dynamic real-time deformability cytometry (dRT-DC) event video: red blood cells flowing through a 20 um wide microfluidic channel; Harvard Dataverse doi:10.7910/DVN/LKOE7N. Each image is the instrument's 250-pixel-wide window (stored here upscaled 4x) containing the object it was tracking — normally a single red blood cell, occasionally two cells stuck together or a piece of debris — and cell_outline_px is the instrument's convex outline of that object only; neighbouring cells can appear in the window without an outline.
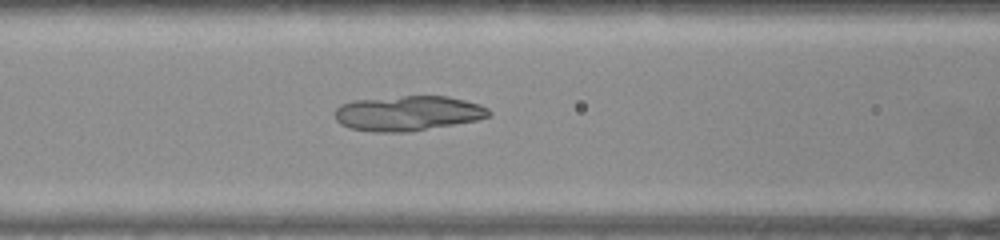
{"species": "common noctule bat (a hibernating species)", "species_latin": "Nyctalus noctula", "temperature_condition": "warm", "stored_images_in_passage": 52, "camera_frame_rate_fps": 3000, "um_per_image_px": 0.085, "animal": {"sex": "female", "body_mass_g": 22.0, "forearm_length_mm": 56.7}, "frame": {"image": 1, "passage_image": 21, "time_ms": 6.667, "image_size_px": [1000, 240], "cell_outline_px": [[492, 116], [476, 120], [408, 132], [372, 132], [348, 128], [340, 124], [336, 120], [336, 108], [340, 104], [356, 100], [404, 96], [448, 96], [480, 104], [488, 108], [492, 112]], "centroid_in_image_um": [34.68, 9.63], "position_along_channel_um": 131.9, "area_um2": 31.44}}
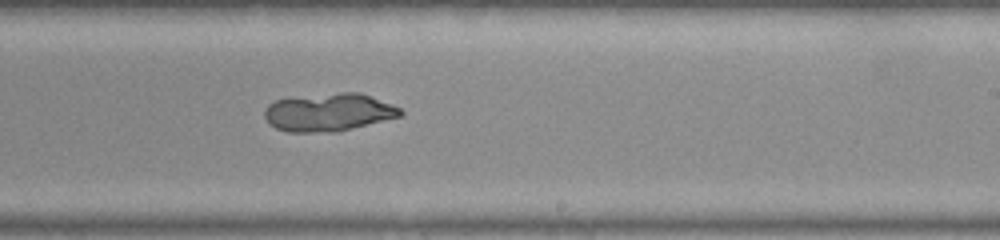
{"frame": {"image": 2, "passage_image": 31, "time_ms": 10.0, "image_size_px": [1000, 240], "cell_outline_px": [[404, 112], [400, 116], [336, 132], [288, 132], [276, 128], [268, 124], [264, 116], [264, 112], [268, 104], [276, 100], [340, 92], [360, 92], [400, 108]], "centroid_in_image_um": [27.91, 9.55], "position_along_channel_um": 261.1, "area_um2": 29.65}}
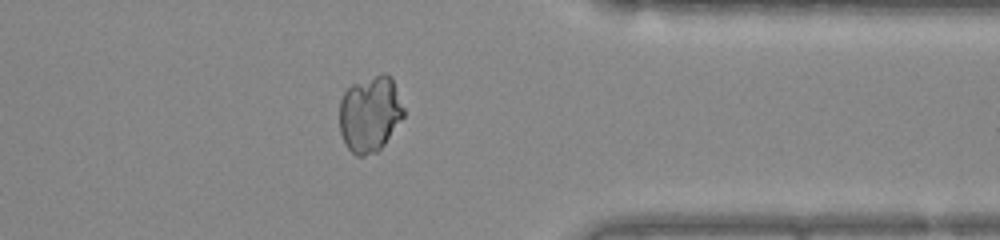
{"frame": {"image": 3, "passage_image": 41, "time_ms": 13.333, "image_size_px": [1000, 240], "cell_outline_px": [[404, 116], [384, 144], [376, 152], [364, 156], [356, 156], [344, 144], [340, 132], [340, 100], [344, 92], [352, 84], [380, 72], [384, 72], [392, 76], [404, 108]], "centroid_in_image_um": [31.45, 9.66], "position_along_channel_um": 380.0, "area_um2": 28.73}}